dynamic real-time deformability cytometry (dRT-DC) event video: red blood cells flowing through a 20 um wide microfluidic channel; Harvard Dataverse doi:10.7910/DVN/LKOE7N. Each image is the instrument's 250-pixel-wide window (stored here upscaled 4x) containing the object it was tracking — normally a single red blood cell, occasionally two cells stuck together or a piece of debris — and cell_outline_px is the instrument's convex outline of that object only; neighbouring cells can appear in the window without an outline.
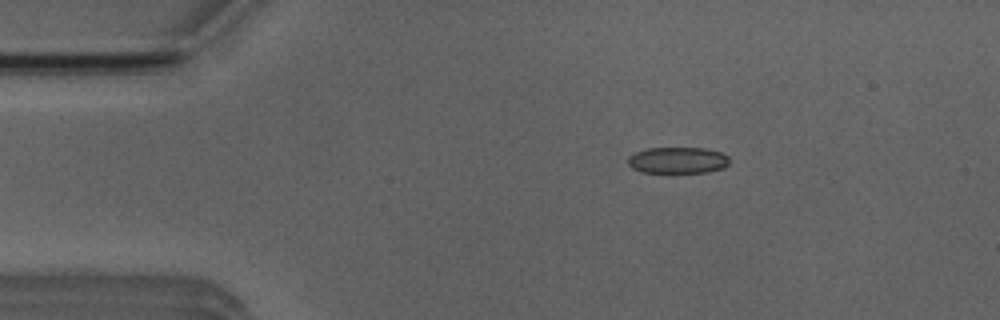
{"species": "Egyptian fruit bat (a non-hibernating species)", "species_latin": "Rousettus aegyptiacus", "temperature_condition": "room temperature", "stored_images_in_passage": 7, "camera_frame_rate_fps": 3000, "um_per_image_px": 0.085, "animal": {"sex": "male"}, "frame": {"image": 1, "passage_image": 2, "time_ms": 1.0, "image_size_px": [1000, 320], "cell_outline_px": [[728, 164], [724, 168], [708, 172], [640, 172], [632, 168], [628, 164], [628, 156], [644, 148], [704, 148], [720, 152], [728, 156]], "centroid_in_image_um": [57.58, 13.62], "position_along_channel_um": 27.4, "area_um2": 15.61}}
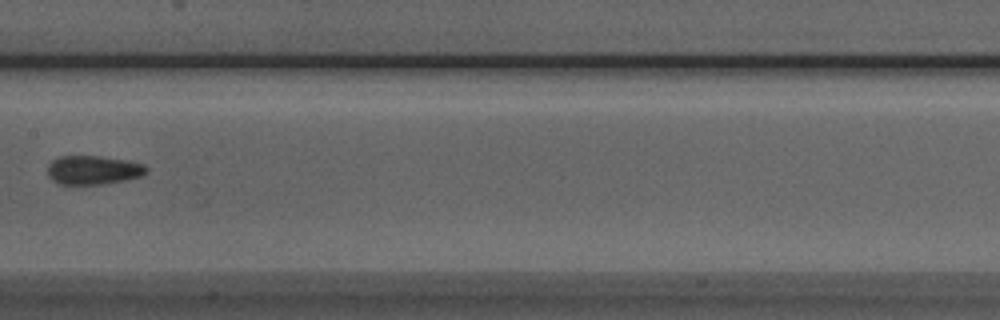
{"frame": {"image": 2, "passage_image": 7, "time_ms": 6.667, "image_size_px": [1000, 320], "cell_outline_px": [[148, 172], [140, 176], [124, 180], [100, 184], [60, 184], [52, 180], [48, 176], [48, 164], [52, 160], [60, 156], [100, 156], [128, 160], [144, 164], [148, 168]], "centroid_in_image_um": [7.92, 14.44], "position_along_channel_um": 199.5, "area_um2": 16.65}}